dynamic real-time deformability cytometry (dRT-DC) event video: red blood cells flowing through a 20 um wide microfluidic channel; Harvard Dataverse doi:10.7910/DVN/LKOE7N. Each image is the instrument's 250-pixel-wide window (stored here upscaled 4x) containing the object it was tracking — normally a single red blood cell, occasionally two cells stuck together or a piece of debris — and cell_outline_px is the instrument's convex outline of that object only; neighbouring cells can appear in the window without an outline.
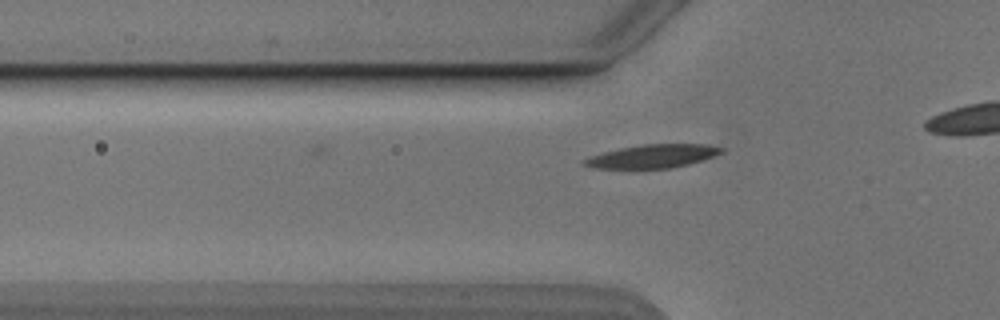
{"species": "Egyptian fruit bat (a non-hibernating species)", "species_latin": "Rousettus aegyptiacus", "temperature_condition": "cold", "stored_images_in_passage": 25, "camera_frame_rate_fps": 3000, "um_per_image_px": 0.085, "animal": {"sex": "male"}, "frame": {"image": 1, "passage_image": 9, "time_ms": 2.667, "image_size_px": [1000, 320], "cell_outline_px": [[716, 152], [692, 160], [676, 164], [648, 168], [624, 168], [596, 164], [592, 160], [616, 152], [636, 148], [712, 148]], "centroid_in_image_um": [55.42, 13.36], "position_along_channel_um": 70.4, "area_um2": 12.43}}
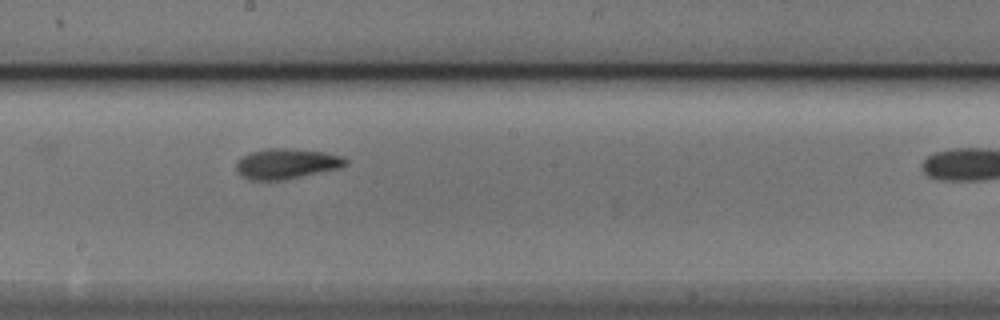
{"frame": {"image": 2, "passage_image": 21, "time_ms": 6.667, "image_size_px": [1000, 320], "cell_outline_px": [[340, 164], [280, 176], [260, 176], [248, 172], [244, 168], [244, 160], [256, 156], [324, 156], [340, 160]], "centroid_in_image_um": [24.33, 13.99], "position_along_channel_um": 223.9, "area_um2": 10.52}}
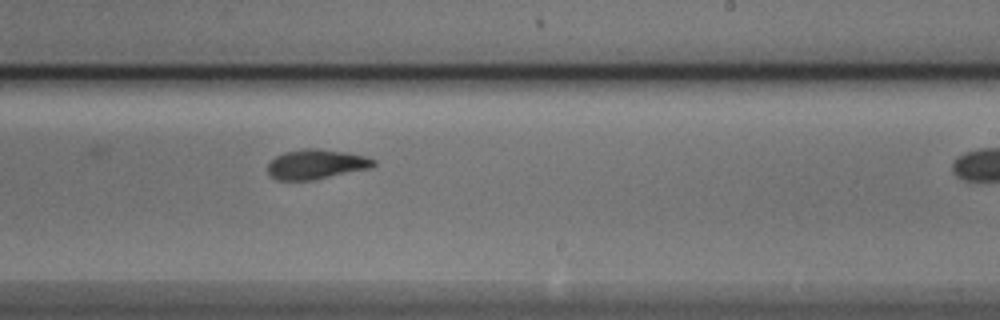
{"frame": {"image": 3, "passage_image": 24, "time_ms": 7.667, "image_size_px": [1000, 320], "cell_outline_px": [[372, 164], [316, 176], [280, 176], [272, 172], [272, 164], [276, 160], [284, 156], [308, 152], [320, 152], [352, 156], [368, 160]], "centroid_in_image_um": [26.81, 13.95], "position_along_channel_um": 262.2, "area_um2": 12.37}}